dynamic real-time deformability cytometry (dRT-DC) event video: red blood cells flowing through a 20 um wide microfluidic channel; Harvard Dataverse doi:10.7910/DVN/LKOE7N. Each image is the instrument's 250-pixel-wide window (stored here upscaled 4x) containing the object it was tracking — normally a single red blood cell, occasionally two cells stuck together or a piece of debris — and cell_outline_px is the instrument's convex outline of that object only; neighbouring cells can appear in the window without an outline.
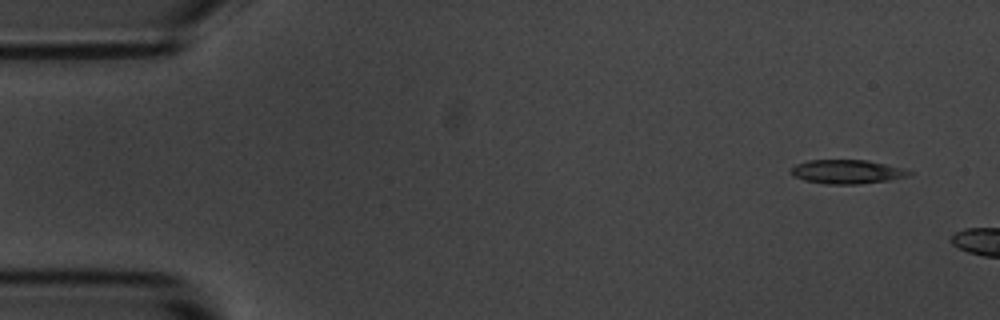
{"species": "common noctule bat (a hibernating species)", "species_latin": "Nyctalus noctula", "temperature_condition": "room temperature", "stored_images_in_passage": 4, "camera_frame_rate_fps": 3000, "um_per_image_px": 0.085, "animal": {"sex": "male", "body_mass_g": 20.1, "forearm_length_mm": 53.5}, "frame": {"image": 1, "passage_image": 1, "time_ms": 0.0, "image_size_px": [1000, 320], "cell_outline_px": [[912, 172], [908, 176], [888, 180], [860, 184], [828, 184], [804, 180], [792, 176], [788, 172], [796, 164], [808, 160], [868, 160], [900, 168]], "centroid_in_image_um": [71.92, 14.6], "position_along_channel_um": 13.1, "area_um2": 16.36}}